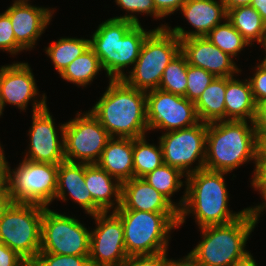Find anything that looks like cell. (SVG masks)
Returning <instances> with one entry per match:
<instances>
[{"mask_svg": "<svg viewBox=\"0 0 266 266\" xmlns=\"http://www.w3.org/2000/svg\"><path fill=\"white\" fill-rule=\"evenodd\" d=\"M258 149L256 121L224 120L207 123L205 169L230 173L252 161L253 179Z\"/></svg>", "mask_w": 266, "mask_h": 266, "instance_id": "1", "label": "cell"}, {"mask_svg": "<svg viewBox=\"0 0 266 266\" xmlns=\"http://www.w3.org/2000/svg\"><path fill=\"white\" fill-rule=\"evenodd\" d=\"M226 172L201 169L186 176L185 200L179 210L178 228L193 214L198 228L230 223L240 218L248 208L233 212L228 208L229 191ZM187 216V217H186Z\"/></svg>", "mask_w": 266, "mask_h": 266, "instance_id": "2", "label": "cell"}, {"mask_svg": "<svg viewBox=\"0 0 266 266\" xmlns=\"http://www.w3.org/2000/svg\"><path fill=\"white\" fill-rule=\"evenodd\" d=\"M90 111L111 137L135 139L147 135L146 92L123 79H109L105 92Z\"/></svg>", "mask_w": 266, "mask_h": 266, "instance_id": "3", "label": "cell"}, {"mask_svg": "<svg viewBox=\"0 0 266 266\" xmlns=\"http://www.w3.org/2000/svg\"><path fill=\"white\" fill-rule=\"evenodd\" d=\"M141 24L109 18L99 24L90 37V47L98 56L109 79H123L125 68L136 63L142 44L153 31Z\"/></svg>", "mask_w": 266, "mask_h": 266, "instance_id": "4", "label": "cell"}, {"mask_svg": "<svg viewBox=\"0 0 266 266\" xmlns=\"http://www.w3.org/2000/svg\"><path fill=\"white\" fill-rule=\"evenodd\" d=\"M256 225L247 210L230 223L200 228L202 241L187 254L205 266H232L249 253L246 244Z\"/></svg>", "mask_w": 266, "mask_h": 266, "instance_id": "5", "label": "cell"}, {"mask_svg": "<svg viewBox=\"0 0 266 266\" xmlns=\"http://www.w3.org/2000/svg\"><path fill=\"white\" fill-rule=\"evenodd\" d=\"M121 219L128 257L154 255L168 250L170 234L178 229L179 213L116 210Z\"/></svg>", "mask_w": 266, "mask_h": 266, "instance_id": "6", "label": "cell"}, {"mask_svg": "<svg viewBox=\"0 0 266 266\" xmlns=\"http://www.w3.org/2000/svg\"><path fill=\"white\" fill-rule=\"evenodd\" d=\"M46 207L12 202L0 220V241L21 256L29 265L41 248L42 216Z\"/></svg>", "mask_w": 266, "mask_h": 266, "instance_id": "7", "label": "cell"}, {"mask_svg": "<svg viewBox=\"0 0 266 266\" xmlns=\"http://www.w3.org/2000/svg\"><path fill=\"white\" fill-rule=\"evenodd\" d=\"M179 52L180 39L176 35L167 28H154L144 40L131 71L126 70L123 80L145 92L158 89L164 69Z\"/></svg>", "mask_w": 266, "mask_h": 266, "instance_id": "8", "label": "cell"}, {"mask_svg": "<svg viewBox=\"0 0 266 266\" xmlns=\"http://www.w3.org/2000/svg\"><path fill=\"white\" fill-rule=\"evenodd\" d=\"M58 164L22 159L9 169L8 193L14 203H32L45 207L55 200Z\"/></svg>", "mask_w": 266, "mask_h": 266, "instance_id": "9", "label": "cell"}, {"mask_svg": "<svg viewBox=\"0 0 266 266\" xmlns=\"http://www.w3.org/2000/svg\"><path fill=\"white\" fill-rule=\"evenodd\" d=\"M90 233L80 220L46 207L42 216L40 252L89 256Z\"/></svg>", "mask_w": 266, "mask_h": 266, "instance_id": "10", "label": "cell"}, {"mask_svg": "<svg viewBox=\"0 0 266 266\" xmlns=\"http://www.w3.org/2000/svg\"><path fill=\"white\" fill-rule=\"evenodd\" d=\"M65 161L96 164L112 138L90 110L77 112L64 127Z\"/></svg>", "mask_w": 266, "mask_h": 266, "instance_id": "11", "label": "cell"}, {"mask_svg": "<svg viewBox=\"0 0 266 266\" xmlns=\"http://www.w3.org/2000/svg\"><path fill=\"white\" fill-rule=\"evenodd\" d=\"M206 137L207 123L201 121L188 128L163 132L158 140L164 163L179 169L186 176L204 169ZM193 163L196 166L192 167Z\"/></svg>", "mask_w": 266, "mask_h": 266, "instance_id": "12", "label": "cell"}, {"mask_svg": "<svg viewBox=\"0 0 266 266\" xmlns=\"http://www.w3.org/2000/svg\"><path fill=\"white\" fill-rule=\"evenodd\" d=\"M146 118L148 132L179 130L200 122L194 102L160 89L146 92Z\"/></svg>", "mask_w": 266, "mask_h": 266, "instance_id": "13", "label": "cell"}, {"mask_svg": "<svg viewBox=\"0 0 266 266\" xmlns=\"http://www.w3.org/2000/svg\"><path fill=\"white\" fill-rule=\"evenodd\" d=\"M91 217L96 227L90 233V265L121 266L128 258L121 219L114 212Z\"/></svg>", "mask_w": 266, "mask_h": 266, "instance_id": "14", "label": "cell"}, {"mask_svg": "<svg viewBox=\"0 0 266 266\" xmlns=\"http://www.w3.org/2000/svg\"><path fill=\"white\" fill-rule=\"evenodd\" d=\"M29 65L28 62H12V64L0 67V96L5 107L7 104L14 105L20 111H24L30 101H33L32 113L47 107V95L43 93L40 97Z\"/></svg>", "mask_w": 266, "mask_h": 266, "instance_id": "15", "label": "cell"}, {"mask_svg": "<svg viewBox=\"0 0 266 266\" xmlns=\"http://www.w3.org/2000/svg\"><path fill=\"white\" fill-rule=\"evenodd\" d=\"M54 121L48 106L32 113V126L27 134L30 144L23 159L51 164H60L65 161L63 134L65 123L56 128Z\"/></svg>", "mask_w": 266, "mask_h": 266, "instance_id": "16", "label": "cell"}, {"mask_svg": "<svg viewBox=\"0 0 266 266\" xmlns=\"http://www.w3.org/2000/svg\"><path fill=\"white\" fill-rule=\"evenodd\" d=\"M54 8L34 6L29 1H13L4 12L9 16L16 42L31 51L52 21Z\"/></svg>", "mask_w": 266, "mask_h": 266, "instance_id": "17", "label": "cell"}, {"mask_svg": "<svg viewBox=\"0 0 266 266\" xmlns=\"http://www.w3.org/2000/svg\"><path fill=\"white\" fill-rule=\"evenodd\" d=\"M180 52L189 65L205 69L215 77L241 74L242 70L234 62V58L215 46L206 36L181 39Z\"/></svg>", "mask_w": 266, "mask_h": 266, "instance_id": "18", "label": "cell"}, {"mask_svg": "<svg viewBox=\"0 0 266 266\" xmlns=\"http://www.w3.org/2000/svg\"><path fill=\"white\" fill-rule=\"evenodd\" d=\"M179 11L195 30L186 31L181 26L171 28L168 23L161 24L157 29L167 28L180 40L206 36L216 25L227 19V10L221 0H187Z\"/></svg>", "mask_w": 266, "mask_h": 266, "instance_id": "19", "label": "cell"}, {"mask_svg": "<svg viewBox=\"0 0 266 266\" xmlns=\"http://www.w3.org/2000/svg\"><path fill=\"white\" fill-rule=\"evenodd\" d=\"M117 210L179 213V210L144 178L133 177L121 184V205Z\"/></svg>", "mask_w": 266, "mask_h": 266, "instance_id": "20", "label": "cell"}, {"mask_svg": "<svg viewBox=\"0 0 266 266\" xmlns=\"http://www.w3.org/2000/svg\"><path fill=\"white\" fill-rule=\"evenodd\" d=\"M85 163L63 161L58 164L55 200L72 199L83 208L85 214L94 215V200L85 183ZM69 196V199L67 198Z\"/></svg>", "mask_w": 266, "mask_h": 266, "instance_id": "21", "label": "cell"}, {"mask_svg": "<svg viewBox=\"0 0 266 266\" xmlns=\"http://www.w3.org/2000/svg\"><path fill=\"white\" fill-rule=\"evenodd\" d=\"M85 183L94 200V215L116 211L121 205V183L97 164H85Z\"/></svg>", "mask_w": 266, "mask_h": 266, "instance_id": "22", "label": "cell"}, {"mask_svg": "<svg viewBox=\"0 0 266 266\" xmlns=\"http://www.w3.org/2000/svg\"><path fill=\"white\" fill-rule=\"evenodd\" d=\"M96 164L121 184L133 178V138L112 137Z\"/></svg>", "mask_w": 266, "mask_h": 266, "instance_id": "23", "label": "cell"}, {"mask_svg": "<svg viewBox=\"0 0 266 266\" xmlns=\"http://www.w3.org/2000/svg\"><path fill=\"white\" fill-rule=\"evenodd\" d=\"M235 77V78H234ZM225 120L256 121L258 105L248 79L226 77Z\"/></svg>", "mask_w": 266, "mask_h": 266, "instance_id": "24", "label": "cell"}, {"mask_svg": "<svg viewBox=\"0 0 266 266\" xmlns=\"http://www.w3.org/2000/svg\"><path fill=\"white\" fill-rule=\"evenodd\" d=\"M227 20L250 44H266V23L251 5L239 6L227 10Z\"/></svg>", "mask_w": 266, "mask_h": 266, "instance_id": "25", "label": "cell"}, {"mask_svg": "<svg viewBox=\"0 0 266 266\" xmlns=\"http://www.w3.org/2000/svg\"><path fill=\"white\" fill-rule=\"evenodd\" d=\"M226 77H216L194 103L201 122L225 120Z\"/></svg>", "mask_w": 266, "mask_h": 266, "instance_id": "26", "label": "cell"}, {"mask_svg": "<svg viewBox=\"0 0 266 266\" xmlns=\"http://www.w3.org/2000/svg\"><path fill=\"white\" fill-rule=\"evenodd\" d=\"M183 177L186 179V175L179 169L163 163L143 178L180 210L184 204L185 193L177 203L173 202L171 197L179 192L181 187L186 186V181L181 180Z\"/></svg>", "mask_w": 266, "mask_h": 266, "instance_id": "27", "label": "cell"}, {"mask_svg": "<svg viewBox=\"0 0 266 266\" xmlns=\"http://www.w3.org/2000/svg\"><path fill=\"white\" fill-rule=\"evenodd\" d=\"M100 60L95 52L89 47L81 56L75 58L60 74V77L77 86L86 87L91 85L95 76L101 72Z\"/></svg>", "mask_w": 266, "mask_h": 266, "instance_id": "28", "label": "cell"}, {"mask_svg": "<svg viewBox=\"0 0 266 266\" xmlns=\"http://www.w3.org/2000/svg\"><path fill=\"white\" fill-rule=\"evenodd\" d=\"M89 47L90 39L61 37L53 43H49L44 50L60 75L75 58L81 56Z\"/></svg>", "mask_w": 266, "mask_h": 266, "instance_id": "29", "label": "cell"}, {"mask_svg": "<svg viewBox=\"0 0 266 266\" xmlns=\"http://www.w3.org/2000/svg\"><path fill=\"white\" fill-rule=\"evenodd\" d=\"M146 137L133 138V168L137 178H143L164 163L160 142L157 146L150 144Z\"/></svg>", "mask_w": 266, "mask_h": 266, "instance_id": "30", "label": "cell"}, {"mask_svg": "<svg viewBox=\"0 0 266 266\" xmlns=\"http://www.w3.org/2000/svg\"><path fill=\"white\" fill-rule=\"evenodd\" d=\"M206 37L232 58H236L246 46L250 45L227 19L216 25Z\"/></svg>", "mask_w": 266, "mask_h": 266, "instance_id": "31", "label": "cell"}, {"mask_svg": "<svg viewBox=\"0 0 266 266\" xmlns=\"http://www.w3.org/2000/svg\"><path fill=\"white\" fill-rule=\"evenodd\" d=\"M187 66L186 57L179 52L164 69L158 89L185 96L187 88Z\"/></svg>", "mask_w": 266, "mask_h": 266, "instance_id": "32", "label": "cell"}, {"mask_svg": "<svg viewBox=\"0 0 266 266\" xmlns=\"http://www.w3.org/2000/svg\"><path fill=\"white\" fill-rule=\"evenodd\" d=\"M118 7L126 11L127 14L124 16L113 17L115 19H124L134 22L135 24H141L139 14H147L151 17L157 19H164L157 11L153 0H115L114 1ZM137 14V15H136Z\"/></svg>", "mask_w": 266, "mask_h": 266, "instance_id": "33", "label": "cell"}, {"mask_svg": "<svg viewBox=\"0 0 266 266\" xmlns=\"http://www.w3.org/2000/svg\"><path fill=\"white\" fill-rule=\"evenodd\" d=\"M216 77L200 67L187 66V88L185 96L189 101L196 102L203 91Z\"/></svg>", "mask_w": 266, "mask_h": 266, "instance_id": "34", "label": "cell"}, {"mask_svg": "<svg viewBox=\"0 0 266 266\" xmlns=\"http://www.w3.org/2000/svg\"><path fill=\"white\" fill-rule=\"evenodd\" d=\"M30 266H91L89 256L57 255L39 252Z\"/></svg>", "mask_w": 266, "mask_h": 266, "instance_id": "35", "label": "cell"}, {"mask_svg": "<svg viewBox=\"0 0 266 266\" xmlns=\"http://www.w3.org/2000/svg\"><path fill=\"white\" fill-rule=\"evenodd\" d=\"M9 52L10 55H16L24 52V49L16 42L12 23L9 16L2 12L0 13V51Z\"/></svg>", "mask_w": 266, "mask_h": 266, "instance_id": "36", "label": "cell"}, {"mask_svg": "<svg viewBox=\"0 0 266 266\" xmlns=\"http://www.w3.org/2000/svg\"><path fill=\"white\" fill-rule=\"evenodd\" d=\"M252 68L255 71H253L252 77H249L248 80L254 100L259 106L262 102L266 101V65L260 62Z\"/></svg>", "mask_w": 266, "mask_h": 266, "instance_id": "37", "label": "cell"}, {"mask_svg": "<svg viewBox=\"0 0 266 266\" xmlns=\"http://www.w3.org/2000/svg\"><path fill=\"white\" fill-rule=\"evenodd\" d=\"M168 251L154 255L130 256L121 266H173L175 259H168Z\"/></svg>", "mask_w": 266, "mask_h": 266, "instance_id": "38", "label": "cell"}, {"mask_svg": "<svg viewBox=\"0 0 266 266\" xmlns=\"http://www.w3.org/2000/svg\"><path fill=\"white\" fill-rule=\"evenodd\" d=\"M0 266H30V265L8 246L0 244Z\"/></svg>", "mask_w": 266, "mask_h": 266, "instance_id": "39", "label": "cell"}, {"mask_svg": "<svg viewBox=\"0 0 266 266\" xmlns=\"http://www.w3.org/2000/svg\"><path fill=\"white\" fill-rule=\"evenodd\" d=\"M187 0H153L156 11L165 18L179 11Z\"/></svg>", "mask_w": 266, "mask_h": 266, "instance_id": "40", "label": "cell"}, {"mask_svg": "<svg viewBox=\"0 0 266 266\" xmlns=\"http://www.w3.org/2000/svg\"><path fill=\"white\" fill-rule=\"evenodd\" d=\"M250 184L254 188V191H258L263 199L262 203H260L259 205L247 207L255 223L258 224L262 212L266 209V183H250Z\"/></svg>", "mask_w": 266, "mask_h": 266, "instance_id": "41", "label": "cell"}, {"mask_svg": "<svg viewBox=\"0 0 266 266\" xmlns=\"http://www.w3.org/2000/svg\"><path fill=\"white\" fill-rule=\"evenodd\" d=\"M5 151L0 147V192L8 191L9 187V169L10 165L5 157Z\"/></svg>", "mask_w": 266, "mask_h": 266, "instance_id": "42", "label": "cell"}, {"mask_svg": "<svg viewBox=\"0 0 266 266\" xmlns=\"http://www.w3.org/2000/svg\"><path fill=\"white\" fill-rule=\"evenodd\" d=\"M251 183H266V154H258L257 167Z\"/></svg>", "mask_w": 266, "mask_h": 266, "instance_id": "43", "label": "cell"}, {"mask_svg": "<svg viewBox=\"0 0 266 266\" xmlns=\"http://www.w3.org/2000/svg\"><path fill=\"white\" fill-rule=\"evenodd\" d=\"M258 128V154H266V127Z\"/></svg>", "mask_w": 266, "mask_h": 266, "instance_id": "44", "label": "cell"}, {"mask_svg": "<svg viewBox=\"0 0 266 266\" xmlns=\"http://www.w3.org/2000/svg\"><path fill=\"white\" fill-rule=\"evenodd\" d=\"M257 127H266V101L258 106Z\"/></svg>", "mask_w": 266, "mask_h": 266, "instance_id": "45", "label": "cell"}, {"mask_svg": "<svg viewBox=\"0 0 266 266\" xmlns=\"http://www.w3.org/2000/svg\"><path fill=\"white\" fill-rule=\"evenodd\" d=\"M12 203L8 191L0 192V220L6 209Z\"/></svg>", "mask_w": 266, "mask_h": 266, "instance_id": "46", "label": "cell"}, {"mask_svg": "<svg viewBox=\"0 0 266 266\" xmlns=\"http://www.w3.org/2000/svg\"><path fill=\"white\" fill-rule=\"evenodd\" d=\"M251 6L256 9L266 23V0H252Z\"/></svg>", "mask_w": 266, "mask_h": 266, "instance_id": "47", "label": "cell"}, {"mask_svg": "<svg viewBox=\"0 0 266 266\" xmlns=\"http://www.w3.org/2000/svg\"><path fill=\"white\" fill-rule=\"evenodd\" d=\"M175 266H205L198 262H196L194 259H192L188 254L185 255L183 258H180L178 260H174Z\"/></svg>", "mask_w": 266, "mask_h": 266, "instance_id": "48", "label": "cell"}, {"mask_svg": "<svg viewBox=\"0 0 266 266\" xmlns=\"http://www.w3.org/2000/svg\"><path fill=\"white\" fill-rule=\"evenodd\" d=\"M221 1L224 3L226 10L233 9L239 6L251 5L252 3V0H221Z\"/></svg>", "mask_w": 266, "mask_h": 266, "instance_id": "49", "label": "cell"}, {"mask_svg": "<svg viewBox=\"0 0 266 266\" xmlns=\"http://www.w3.org/2000/svg\"><path fill=\"white\" fill-rule=\"evenodd\" d=\"M251 252H249L245 257L237 260L232 266H257L256 260L253 258Z\"/></svg>", "mask_w": 266, "mask_h": 266, "instance_id": "50", "label": "cell"}, {"mask_svg": "<svg viewBox=\"0 0 266 266\" xmlns=\"http://www.w3.org/2000/svg\"><path fill=\"white\" fill-rule=\"evenodd\" d=\"M5 106H4V104H3V100H2V98H1V96H0V117H1V115H3V111H4V108Z\"/></svg>", "mask_w": 266, "mask_h": 266, "instance_id": "51", "label": "cell"}, {"mask_svg": "<svg viewBox=\"0 0 266 266\" xmlns=\"http://www.w3.org/2000/svg\"><path fill=\"white\" fill-rule=\"evenodd\" d=\"M262 47L264 49V53L266 54V44ZM265 54H264L265 57L263 58V60L261 62L266 65V55Z\"/></svg>", "mask_w": 266, "mask_h": 266, "instance_id": "52", "label": "cell"}]
</instances>
